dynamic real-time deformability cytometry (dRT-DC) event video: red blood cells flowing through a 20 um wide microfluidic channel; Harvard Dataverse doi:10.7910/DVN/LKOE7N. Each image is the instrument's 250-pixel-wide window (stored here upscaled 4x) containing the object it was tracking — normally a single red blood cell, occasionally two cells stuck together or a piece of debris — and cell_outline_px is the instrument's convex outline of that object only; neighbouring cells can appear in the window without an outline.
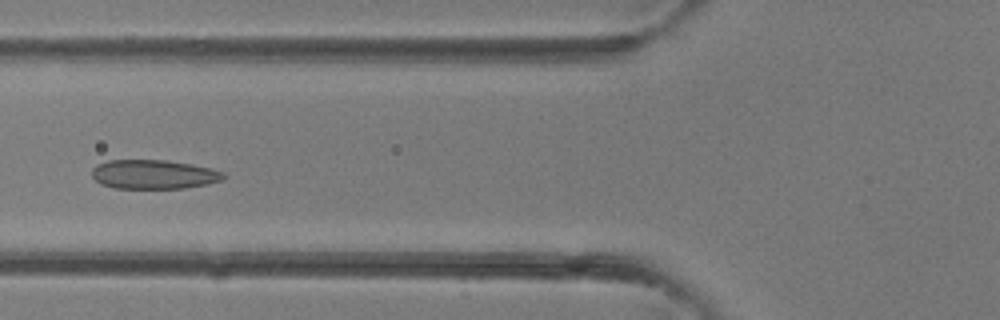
{"species": "common noctule bat (a hibernating species)", "species_latin": "Nyctalus noctula", "temperature_condition": "room temperature", "stored_images_in_passage": 30, "camera_frame_rate_fps": 3000, "um_per_image_px": 0.085, "animal": {"sex": "female"}, "frame": {"image": 1, "passage_image": 6, "time_ms": 1.667, "image_size_px": [1000, 320], "cell_outline_px": [[224, 180], [208, 184], [184, 188], [116, 188], [100, 184], [92, 176], [92, 168], [96, 164], [108, 160], [168, 160], [192, 164], [212, 168], [224, 172]], "centroid_in_image_um": [13.08, 14.81], "position_along_channel_um": 112.7, "area_um2": 22.54}}
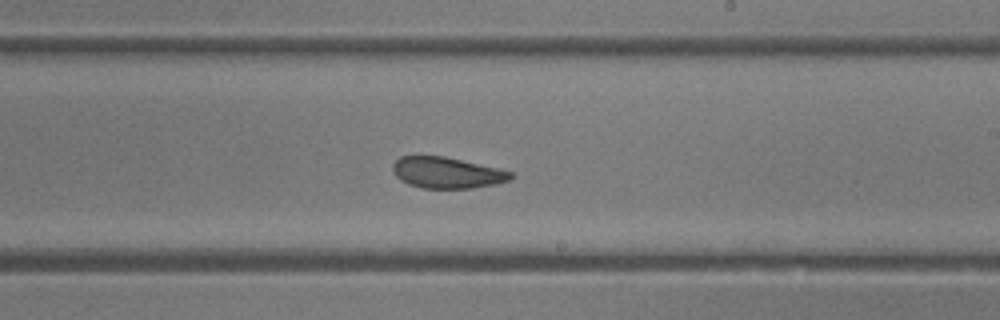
{"frame": {"image": 2, "passage_image": 14, "time_ms": 4.333, "image_size_px": [1000, 320], "cell_outline_px": [[516, 176], [512, 180], [496, 184], [472, 188], [424, 188], [408, 184], [400, 180], [396, 176], [392, 168], [392, 164], [400, 156], [416, 152], [444, 156], [500, 168], [512, 172]], "centroid_in_image_um": [37.97, 14.63], "position_along_channel_um": 251.0, "area_um2": 22.25}}
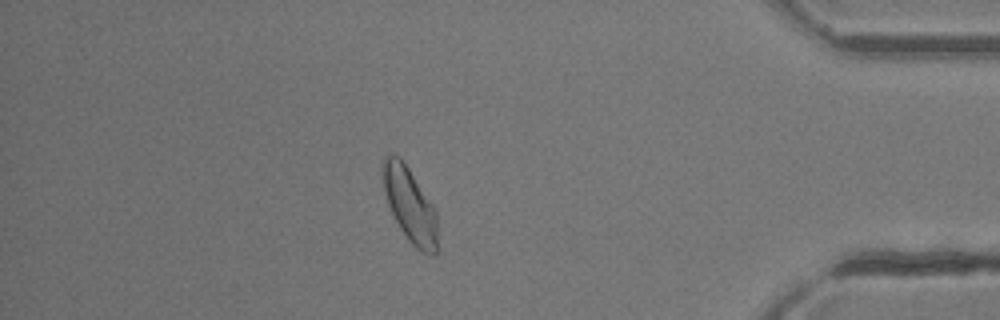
{"frame": {"image": 3, "passage_image": 25, "time_ms": 8.0, "image_size_px": [1000, 320], "cell_outline_px": [[436, 256], [424, 252], [416, 248], [408, 240], [400, 228], [388, 204], [384, 188], [380, 168], [380, 164], [384, 156], [400, 156], [432, 204], [436, 212]], "centroid_in_image_um": [34.8, 17.38], "position_along_channel_um": 400.4, "area_um2": 23.35}}